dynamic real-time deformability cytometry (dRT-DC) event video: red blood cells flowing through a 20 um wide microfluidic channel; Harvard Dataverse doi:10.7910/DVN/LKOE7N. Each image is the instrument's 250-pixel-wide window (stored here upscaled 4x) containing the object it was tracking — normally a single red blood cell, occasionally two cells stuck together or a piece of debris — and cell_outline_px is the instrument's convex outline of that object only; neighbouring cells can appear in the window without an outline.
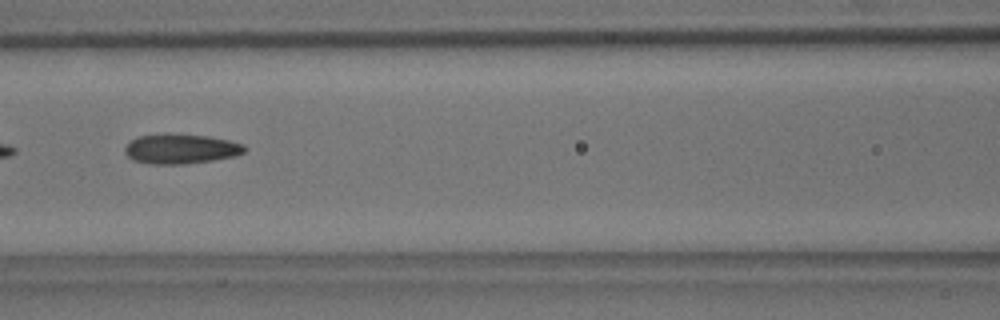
{"species": "common noctule bat (a hibernating species)", "species_latin": "Nyctalus noctula", "temperature_condition": "room temperature", "stored_images_in_passage": 15, "camera_frame_rate_fps": 3000, "um_per_image_px": 0.085, "animal": {"sex": "male", "body_mass_g": 18.8}, "frame": {"image": 1, "passage_image": 7, "time_ms": 7.667, "image_size_px": [1000, 320], "cell_outline_px": [[248, 148], [244, 152], [236, 156], [212, 160], [184, 164], [148, 164], [132, 160], [124, 152], [124, 148], [136, 136], [208, 136], [228, 140], [244, 144]], "centroid_in_image_um": [15.4, 12.7], "position_along_channel_um": 151.2, "area_um2": 20.17}, "authors_computed_cell_mechanics": {"area_um2": 21.2126, "velocity_mm_per_s": 3.5606, "shape_relaxation_time_tau1_ms": 8.018, "shape_relaxation_time_tau2_ms": 2.9706, "deformation_change_tau1": 0.1667, "deformation_change_tau2": 0.0889}}